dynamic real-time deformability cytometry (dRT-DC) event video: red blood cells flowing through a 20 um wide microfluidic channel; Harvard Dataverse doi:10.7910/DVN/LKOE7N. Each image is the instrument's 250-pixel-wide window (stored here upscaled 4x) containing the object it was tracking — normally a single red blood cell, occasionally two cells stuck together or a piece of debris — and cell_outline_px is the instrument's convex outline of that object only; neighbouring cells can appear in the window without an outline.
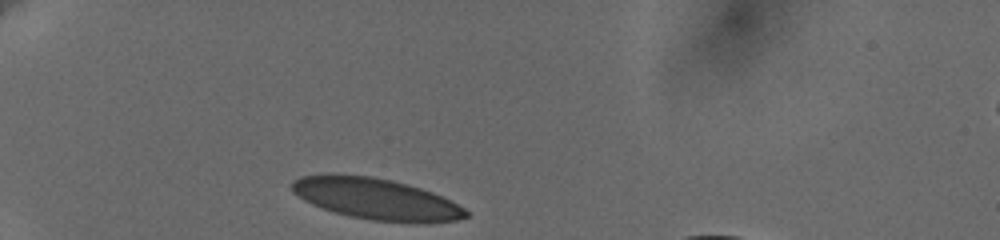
{"species": "human", "species_latin": "Homo sapiens", "temperature_condition": "cold", "stored_images_in_passage": 33, "camera_frame_rate_fps": 3000, "um_per_image_px": 0.085, "donor": {"sex": "female"}, "frame": {"image": 1, "passage_image": 1, "time_ms": 0.0, "image_size_px": [1000, 240], "cell_outline_px": [[468, 216], [456, 220], [372, 220], [352, 216], [336, 212], [312, 204], [304, 200], [292, 192], [292, 180], [300, 176], [328, 172], [372, 176], [392, 180], [408, 184], [432, 192], [464, 208], [468, 212]], "centroid_in_image_um": [31.82, 16.83], "position_along_channel_um": 53.2, "area_um2": 40.92}}
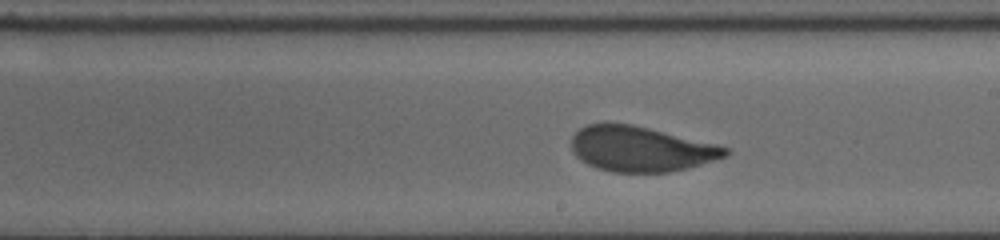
{"frame": {"image": 2, "passage_image": 19, "time_ms": 6.0, "image_size_px": [1000, 240], "cell_outline_px": [[732, 152], [728, 156], [688, 168], [668, 172], [612, 172], [596, 168], [580, 160], [572, 152], [572, 136], [580, 128], [588, 124], [632, 124], [716, 144], [728, 148]], "centroid_in_image_um": [54.48, 12.67], "position_along_channel_um": 234.5, "area_um2": 40.4}}
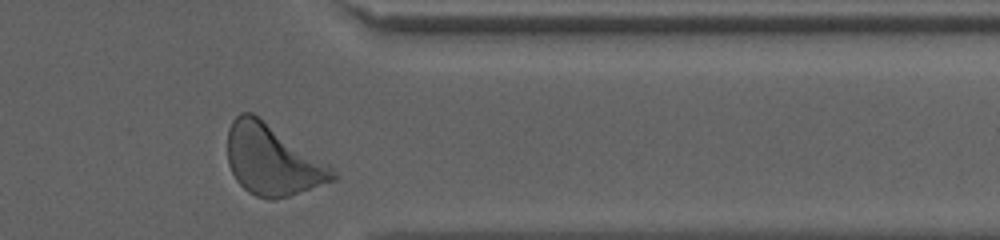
{"frame": {"image": 3, "passage_image": 32, "time_ms": 10.333, "image_size_px": [1000, 240], "cell_outline_px": [[340, 176], [336, 180], [276, 200], [268, 200], [256, 196], [248, 192], [236, 180], [228, 164], [228, 128], [232, 120], [240, 112], [252, 112], [328, 164]], "centroid_in_image_um": [23.13, 13.62], "position_along_channel_um": 388.3, "area_um2": 43.0}, "authors_computed_cell_mechanics": {"area_um2": 41.5004, "velocity_mm_per_s": 3.6029, "shape_relaxation_time_tau1_ms": 5.2204, "shape_relaxation_time_tau2_ms": null, "deformation_change_tau1": 0.1744, "deformation_change_tau2": null}}